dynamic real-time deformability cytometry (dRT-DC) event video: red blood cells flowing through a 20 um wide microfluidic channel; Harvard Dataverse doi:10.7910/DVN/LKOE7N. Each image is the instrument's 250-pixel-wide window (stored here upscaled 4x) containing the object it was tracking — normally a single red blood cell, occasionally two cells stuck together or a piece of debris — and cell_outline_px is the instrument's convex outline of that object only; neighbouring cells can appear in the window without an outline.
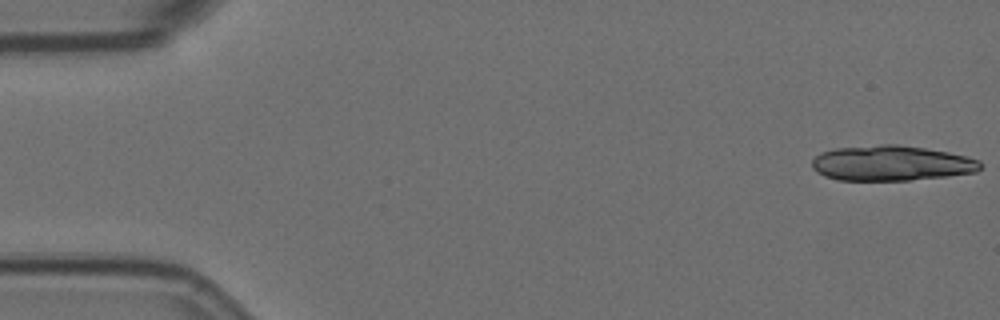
{"species": "Egyptian fruit bat (a non-hibernating species)", "species_latin": "Rousettus aegyptiacus", "temperature_condition": "room temperature", "stored_images_in_passage": 18, "camera_frame_rate_fps": 3000, "um_per_image_px": 0.085, "animal": {"sex": "female"}, "frame": {"image": 1, "passage_image": 1, "time_ms": 0.0, "image_size_px": [1000, 320], "cell_outline_px": [[980, 168], [976, 172], [948, 176], [908, 180], [840, 180], [824, 176], [816, 172], [812, 168], [812, 160], [820, 152], [836, 148], [880, 144], [900, 144], [948, 152], [980, 160]], "centroid_in_image_um": [75.73, 13.87], "position_along_channel_um": 9.3, "area_um2": 34.56}}